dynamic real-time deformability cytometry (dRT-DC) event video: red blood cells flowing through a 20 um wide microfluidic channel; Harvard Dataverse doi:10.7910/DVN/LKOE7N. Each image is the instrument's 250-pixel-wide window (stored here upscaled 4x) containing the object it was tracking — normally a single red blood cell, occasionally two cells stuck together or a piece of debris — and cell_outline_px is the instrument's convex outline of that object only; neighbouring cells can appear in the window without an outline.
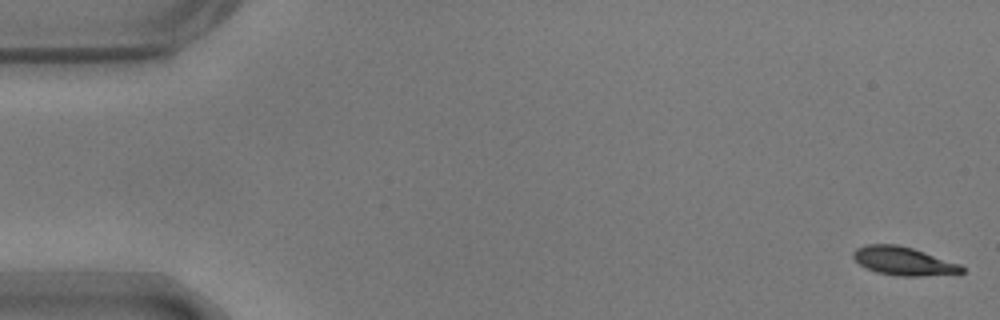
{"species": "common noctule bat (a hibernating species)", "species_latin": "Nyctalus noctula", "temperature_condition": "warm", "stored_images_in_passage": 16, "camera_frame_rate_fps": 3000, "um_per_image_px": 0.085, "animal": {"sex": "male", "body_mass_g": 17.9}, "frame": {"image": 1, "passage_image": 1, "time_ms": 0.0, "image_size_px": [1000, 320], "cell_outline_px": [[964, 272], [920, 276], [900, 276], [876, 272], [860, 264], [852, 256], [852, 252], [856, 248], [868, 244], [896, 244], [912, 248], [960, 264], [964, 268]], "centroid_in_image_um": [76.76, 22.18], "position_along_channel_um": 8.2, "area_um2": 17.69}}
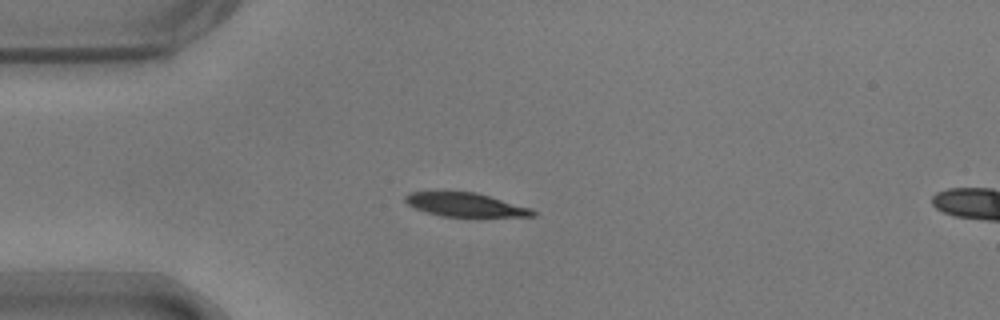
{"frame": {"image": 2, "passage_image": 14, "time_ms": 4.333, "image_size_px": [1000, 320], "cell_outline_px": [[536, 216], [444, 216], [428, 212], [416, 208], [408, 204], [404, 200], [404, 196], [412, 192], [476, 192], [532, 208], [536, 212]], "centroid_in_image_um": [39.59, 17.4], "position_along_channel_um": 45.4, "area_um2": 17.28}}